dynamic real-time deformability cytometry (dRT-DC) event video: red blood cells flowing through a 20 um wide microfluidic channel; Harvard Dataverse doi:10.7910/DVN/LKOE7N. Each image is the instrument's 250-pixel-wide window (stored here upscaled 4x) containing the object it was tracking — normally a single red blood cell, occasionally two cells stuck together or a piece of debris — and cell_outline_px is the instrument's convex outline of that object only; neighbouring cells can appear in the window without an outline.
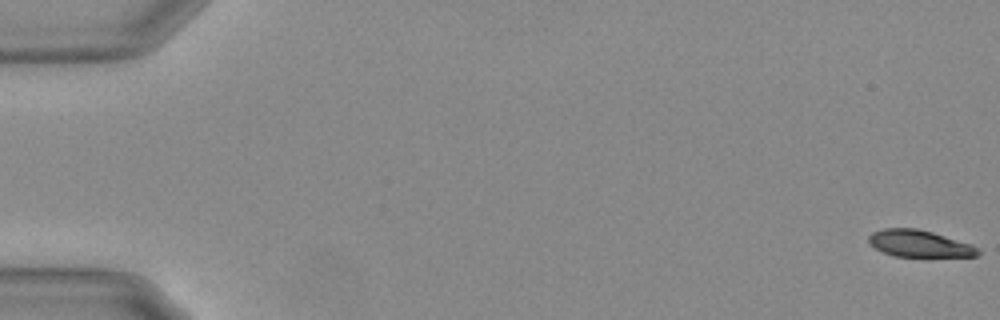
{"species": "Egyptian fruit bat (a non-hibernating species)", "species_latin": "Rousettus aegyptiacus", "temperature_condition": "warm", "stored_images_in_passage": 57, "camera_frame_rate_fps": 3000, "um_per_image_px": 0.085, "animal": {"sex": "female"}, "frame": {"image": 1, "passage_image": 1, "time_ms": 0.0, "image_size_px": [1000, 320], "cell_outline_px": [[980, 252], [976, 256], [892, 256], [868, 244], [868, 236], [872, 232], [884, 228], [916, 228], [932, 232], [972, 244], [980, 248]], "centroid_in_image_um": [78.13, 20.7], "position_along_channel_um": 6.9, "area_um2": 17.05}}
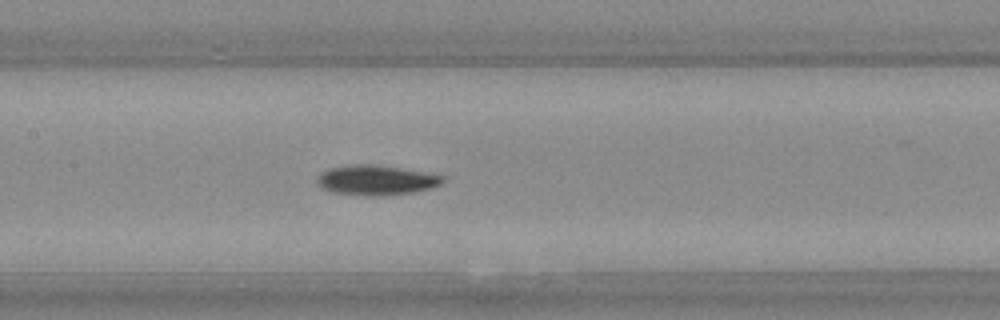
{"frame": {"image": 2, "passage_image": 28, "time_ms": 9.0, "image_size_px": [1000, 320], "cell_outline_px": [[444, 180], [440, 184], [428, 188], [412, 192], [384, 196], [372, 196], [328, 192], [320, 188], [316, 184], [316, 176], [332, 168], [352, 164], [368, 164], [400, 168], [444, 176]], "centroid_in_image_um": [31.89, 15.33], "position_along_channel_um": 175.5, "area_um2": 21.73}}
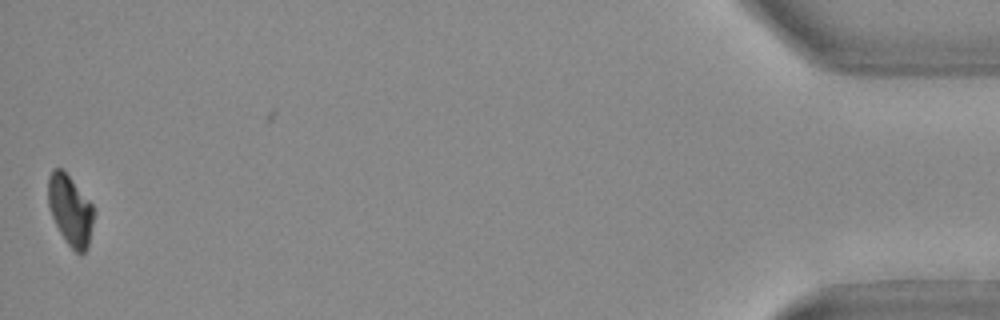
{"frame": {"image": 3, "passage_image": 56, "time_ms": 18.333, "image_size_px": [1000, 320], "cell_outline_px": [[96, 212], [88, 248], [80, 256], [68, 244], [60, 232], [52, 216], [48, 204], [48, 176], [52, 168], [60, 168], [68, 176], [92, 204]], "centroid_in_image_um": [5.99, 17.9], "position_along_channel_um": 429.2, "area_um2": 18.73}, "authors_computed_cell_mechanics": {"area_um2": 20.5768, "velocity_mm_per_s": 3.7083, "shape_relaxation_time_tau1_ms": 3.6985, "shape_relaxation_time_tau2_ms": null, "deformation_change_tau1": 0.1465, "deformation_change_tau2": null}}